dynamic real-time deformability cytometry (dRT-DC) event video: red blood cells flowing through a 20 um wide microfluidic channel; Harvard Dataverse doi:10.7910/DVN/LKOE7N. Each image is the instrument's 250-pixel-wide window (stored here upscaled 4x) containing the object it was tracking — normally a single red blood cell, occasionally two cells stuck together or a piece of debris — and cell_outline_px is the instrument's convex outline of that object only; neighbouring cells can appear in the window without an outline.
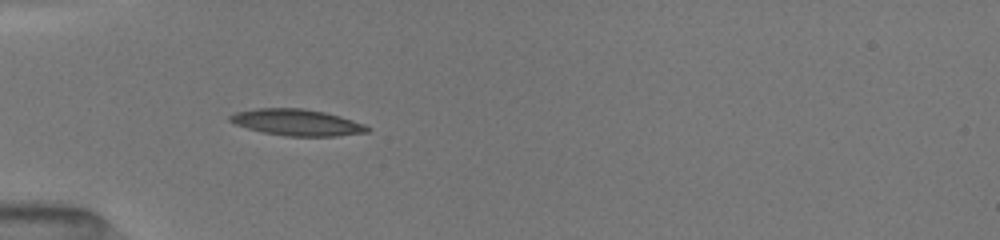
{"species": "common noctule bat (a hibernating species)", "species_latin": "Nyctalus noctula", "temperature_condition": "room temperature", "stored_images_in_passage": 8, "camera_frame_rate_fps": 3000, "um_per_image_px": 0.085, "animal": {"sex": "female", "body_mass_g": 19.5, "forearm_length_mm": 54.1}, "frame": {"image": 1, "passage_image": 5, "time_ms": 1.333, "image_size_px": [1000, 240], "cell_outline_px": [[372, 128], [368, 132], [336, 136], [288, 136], [264, 132], [248, 128], [236, 124], [228, 120], [228, 116], [236, 112], [256, 108], [304, 108], [324, 112], [340, 116], [364, 124]], "centroid_in_image_um": [25.25, 10.4], "position_along_channel_um": 59.7, "area_um2": 21.04}}
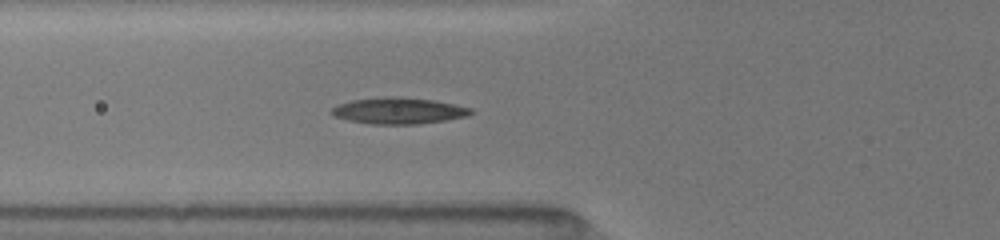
{"frame": {"image": 2, "passage_image": 8, "time_ms": 2.333, "image_size_px": [1000, 240], "cell_outline_px": [[472, 112], [468, 116], [420, 124], [372, 124], [348, 120], [332, 116], [328, 112], [332, 108], [340, 104], [352, 100], [384, 96], [432, 100], [472, 108]], "centroid_in_image_um": [33.83, 9.42], "position_along_channel_um": 92.0, "area_um2": 21.15}}